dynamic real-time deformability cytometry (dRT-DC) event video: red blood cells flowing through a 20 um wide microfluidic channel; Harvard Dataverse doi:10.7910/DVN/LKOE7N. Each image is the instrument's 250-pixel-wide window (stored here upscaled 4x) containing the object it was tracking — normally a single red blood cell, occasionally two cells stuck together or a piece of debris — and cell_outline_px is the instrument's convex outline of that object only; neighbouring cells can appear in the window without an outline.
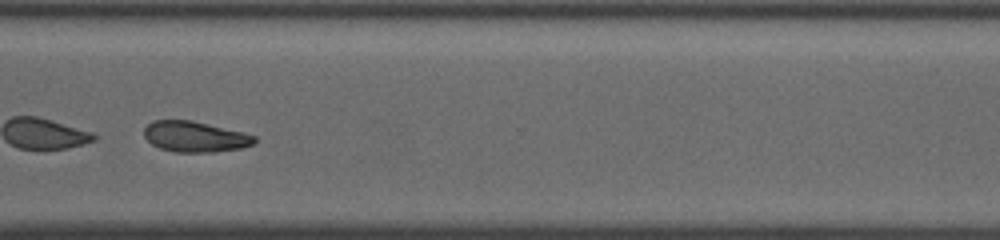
{"species": "common noctule bat (a hibernating species)", "species_latin": "Nyctalus noctula", "temperature_condition": "cold", "stored_images_in_passage": 39, "camera_frame_rate_fps": 3000, "um_per_image_px": 0.085, "animal": {"sex": "female", "body_mass_g": 19.5, "forearm_length_mm": 54.1}, "frame": {"image": 1, "passage_image": 28, "time_ms": 9.0, "image_size_px": [1000, 240], "cell_outline_px": [[256, 140], [252, 144], [240, 148], [212, 152], [176, 152], [160, 148], [152, 144], [144, 136], [144, 128], [152, 120], [192, 120], [244, 132], [256, 136]], "centroid_in_image_um": [16.56, 11.61], "position_along_channel_um": 354.0, "area_um2": 19.71}, "authors_computed_cell_mechanics": {"area_um2": 21.2704, "velocity_mm_per_s": 3.8516, "shape_relaxation_time_tau1_ms": 5.4431, "shape_relaxation_time_tau2_ms": null, "deformation_change_tau1": 0.1497, "deformation_change_tau2": null}}